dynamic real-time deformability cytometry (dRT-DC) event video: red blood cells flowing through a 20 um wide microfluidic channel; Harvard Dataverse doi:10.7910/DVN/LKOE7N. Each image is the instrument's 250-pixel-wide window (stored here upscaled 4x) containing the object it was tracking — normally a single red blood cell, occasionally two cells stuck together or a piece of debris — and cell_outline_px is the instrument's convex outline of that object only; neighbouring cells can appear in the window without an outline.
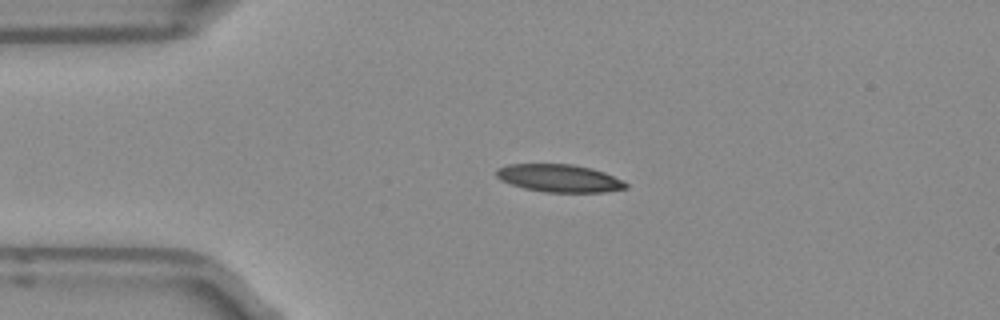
{"species": "Egyptian fruit bat (a non-hibernating species)", "species_latin": "Rousettus aegyptiacus", "temperature_condition": "room temperature", "stored_images_in_passage": 6, "camera_frame_rate_fps": 3000, "um_per_image_px": 0.085, "frame": {"image": 1, "passage_image": 2, "time_ms": 0.333, "image_size_px": [1000, 320], "cell_outline_px": [[628, 188], [604, 192], [548, 192], [524, 188], [500, 180], [496, 176], [496, 168], [508, 164], [572, 164], [592, 168], [604, 172], [624, 180], [628, 184]], "centroid_in_image_um": [47.56, 15.14], "position_along_channel_um": 37.4, "area_um2": 20.98}}
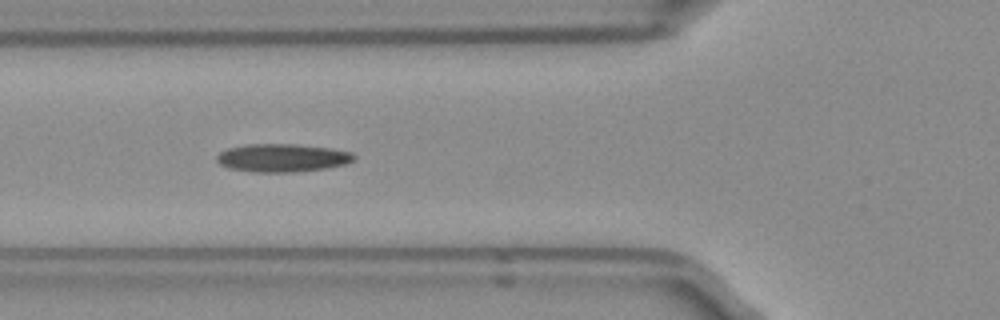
{"frame": {"image": 2, "passage_image": 4, "time_ms": 1.0, "image_size_px": [1000, 320], "cell_outline_px": [[356, 156], [352, 160], [344, 164], [324, 168], [292, 172], [252, 172], [228, 168], [220, 164], [216, 160], [216, 156], [220, 152], [228, 148], [248, 144], [296, 144], [328, 148], [352, 152]], "centroid_in_image_um": [23.95, 13.41], "position_along_channel_um": 101.9, "area_um2": 22.31}}